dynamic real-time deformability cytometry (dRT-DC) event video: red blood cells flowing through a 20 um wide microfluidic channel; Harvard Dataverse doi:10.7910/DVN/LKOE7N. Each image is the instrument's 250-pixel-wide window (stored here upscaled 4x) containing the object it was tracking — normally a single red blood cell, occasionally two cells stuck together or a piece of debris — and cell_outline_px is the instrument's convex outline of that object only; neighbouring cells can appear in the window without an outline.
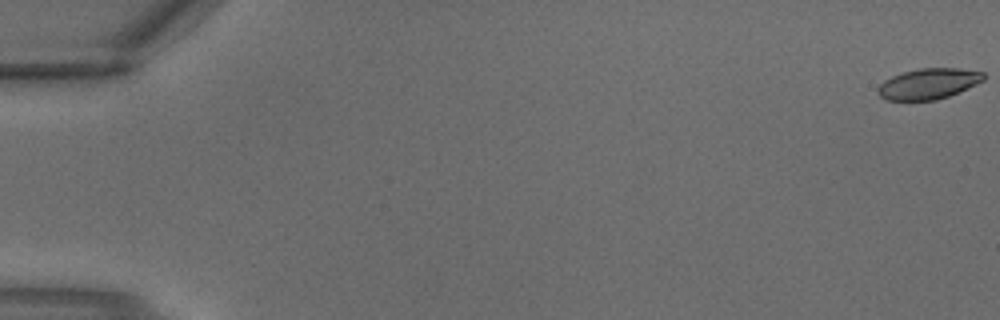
{"species": "common noctule bat (a hibernating species)", "species_latin": "Nyctalus noctula", "temperature_condition": "warm", "stored_images_in_passage": 5, "camera_frame_rate_fps": 3000, "um_per_image_px": 0.085, "animal": {"sex": "male", "body_mass_g": 18.8}, "frame": {"image": 1, "passage_image": 1, "time_ms": 0.0, "image_size_px": [1000, 320], "cell_outline_px": [[984, 80], [976, 84], [948, 96], [936, 100], [888, 100], [880, 96], [876, 92], [876, 88], [884, 80], [892, 76], [904, 72], [920, 68], [960, 68], [984, 72]], "centroid_in_image_um": [78.9, 7.11], "position_along_channel_um": 6.1, "area_um2": 18.84}}
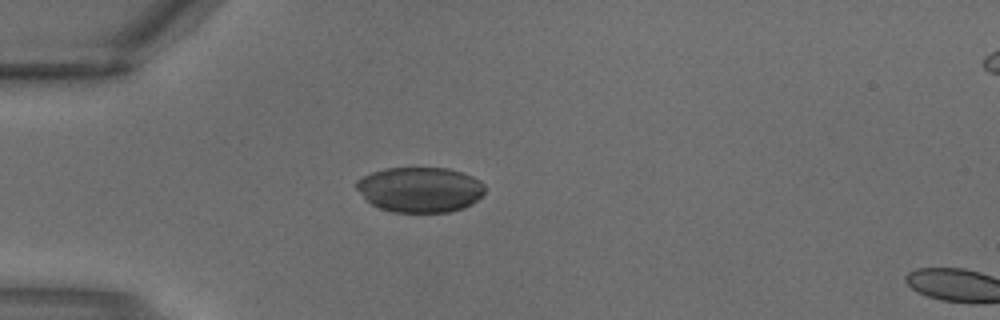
{"frame": {"image": 2, "passage_image": 4, "time_ms": 1.0, "image_size_px": [1000, 320], "cell_outline_px": [[484, 192], [472, 204], [464, 208], [448, 212], [392, 212], [380, 208], [372, 204], [356, 188], [356, 180], [372, 172], [384, 168], [448, 168], [464, 172], [480, 180], [484, 184]], "centroid_in_image_um": [35.72, 16.11], "position_along_channel_um": 49.3, "area_um2": 33.87}}